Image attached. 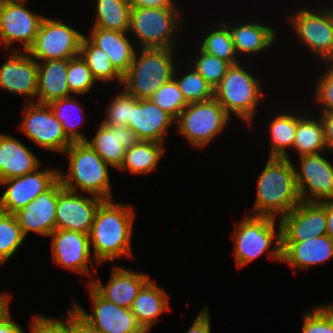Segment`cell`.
<instances>
[{
    "label": "cell",
    "mask_w": 333,
    "mask_h": 333,
    "mask_svg": "<svg viewBox=\"0 0 333 333\" xmlns=\"http://www.w3.org/2000/svg\"><path fill=\"white\" fill-rule=\"evenodd\" d=\"M129 204L104 200L98 207L89 233L93 258L100 265L121 257H133L131 237L136 217Z\"/></svg>",
    "instance_id": "1"
},
{
    "label": "cell",
    "mask_w": 333,
    "mask_h": 333,
    "mask_svg": "<svg viewBox=\"0 0 333 333\" xmlns=\"http://www.w3.org/2000/svg\"><path fill=\"white\" fill-rule=\"evenodd\" d=\"M257 182L251 215L281 219L301 203L290 158L268 157Z\"/></svg>",
    "instance_id": "2"
},
{
    "label": "cell",
    "mask_w": 333,
    "mask_h": 333,
    "mask_svg": "<svg viewBox=\"0 0 333 333\" xmlns=\"http://www.w3.org/2000/svg\"><path fill=\"white\" fill-rule=\"evenodd\" d=\"M63 155L69 157L68 174L59 170V180L65 189L112 200L110 166L86 141L72 142Z\"/></svg>",
    "instance_id": "3"
},
{
    "label": "cell",
    "mask_w": 333,
    "mask_h": 333,
    "mask_svg": "<svg viewBox=\"0 0 333 333\" xmlns=\"http://www.w3.org/2000/svg\"><path fill=\"white\" fill-rule=\"evenodd\" d=\"M267 216L245 215L236 223L232 234L233 254L238 268L248 265L256 258L267 254L270 259L282 261L281 224ZM272 247V248H271Z\"/></svg>",
    "instance_id": "4"
},
{
    "label": "cell",
    "mask_w": 333,
    "mask_h": 333,
    "mask_svg": "<svg viewBox=\"0 0 333 333\" xmlns=\"http://www.w3.org/2000/svg\"><path fill=\"white\" fill-rule=\"evenodd\" d=\"M136 51L133 62L123 75L122 86L137 99H150L165 83L173 78L174 49L141 48Z\"/></svg>",
    "instance_id": "5"
},
{
    "label": "cell",
    "mask_w": 333,
    "mask_h": 333,
    "mask_svg": "<svg viewBox=\"0 0 333 333\" xmlns=\"http://www.w3.org/2000/svg\"><path fill=\"white\" fill-rule=\"evenodd\" d=\"M249 72L241 63L231 65L214 88V98L231 117L235 114L252 128L263 89L259 79Z\"/></svg>",
    "instance_id": "6"
},
{
    "label": "cell",
    "mask_w": 333,
    "mask_h": 333,
    "mask_svg": "<svg viewBox=\"0 0 333 333\" xmlns=\"http://www.w3.org/2000/svg\"><path fill=\"white\" fill-rule=\"evenodd\" d=\"M230 117L215 98L188 103L175 120L176 132L202 150L223 132Z\"/></svg>",
    "instance_id": "7"
},
{
    "label": "cell",
    "mask_w": 333,
    "mask_h": 333,
    "mask_svg": "<svg viewBox=\"0 0 333 333\" xmlns=\"http://www.w3.org/2000/svg\"><path fill=\"white\" fill-rule=\"evenodd\" d=\"M178 10L179 8H131L129 34L131 32L135 35L141 48L176 49V31L183 26Z\"/></svg>",
    "instance_id": "8"
},
{
    "label": "cell",
    "mask_w": 333,
    "mask_h": 333,
    "mask_svg": "<svg viewBox=\"0 0 333 333\" xmlns=\"http://www.w3.org/2000/svg\"><path fill=\"white\" fill-rule=\"evenodd\" d=\"M288 17L302 45L318 55L324 64L333 62V4L325 10L302 7Z\"/></svg>",
    "instance_id": "9"
},
{
    "label": "cell",
    "mask_w": 333,
    "mask_h": 333,
    "mask_svg": "<svg viewBox=\"0 0 333 333\" xmlns=\"http://www.w3.org/2000/svg\"><path fill=\"white\" fill-rule=\"evenodd\" d=\"M83 35L62 20L44 16L27 52L36 61L69 60L79 55Z\"/></svg>",
    "instance_id": "10"
},
{
    "label": "cell",
    "mask_w": 333,
    "mask_h": 333,
    "mask_svg": "<svg viewBox=\"0 0 333 333\" xmlns=\"http://www.w3.org/2000/svg\"><path fill=\"white\" fill-rule=\"evenodd\" d=\"M25 104V115L18 126L21 131L39 147L63 154L72 141L64 133L61 122L55 117L49 104Z\"/></svg>",
    "instance_id": "11"
},
{
    "label": "cell",
    "mask_w": 333,
    "mask_h": 333,
    "mask_svg": "<svg viewBox=\"0 0 333 333\" xmlns=\"http://www.w3.org/2000/svg\"><path fill=\"white\" fill-rule=\"evenodd\" d=\"M27 0H0V40L8 51L21 42L23 51L33 45L44 15L28 10Z\"/></svg>",
    "instance_id": "12"
},
{
    "label": "cell",
    "mask_w": 333,
    "mask_h": 333,
    "mask_svg": "<svg viewBox=\"0 0 333 333\" xmlns=\"http://www.w3.org/2000/svg\"><path fill=\"white\" fill-rule=\"evenodd\" d=\"M92 300V313H88L79 303L73 307L93 328L102 333H147L136 320L131 309L117 306L104 299L90 284H87Z\"/></svg>",
    "instance_id": "13"
},
{
    "label": "cell",
    "mask_w": 333,
    "mask_h": 333,
    "mask_svg": "<svg viewBox=\"0 0 333 333\" xmlns=\"http://www.w3.org/2000/svg\"><path fill=\"white\" fill-rule=\"evenodd\" d=\"M323 153L299 156L295 167L296 186L301 201L323 202L333 199V164Z\"/></svg>",
    "instance_id": "14"
},
{
    "label": "cell",
    "mask_w": 333,
    "mask_h": 333,
    "mask_svg": "<svg viewBox=\"0 0 333 333\" xmlns=\"http://www.w3.org/2000/svg\"><path fill=\"white\" fill-rule=\"evenodd\" d=\"M58 168L37 169L20 177L0 181L6 189L0 196V211L14 214L49 190L59 180Z\"/></svg>",
    "instance_id": "15"
},
{
    "label": "cell",
    "mask_w": 333,
    "mask_h": 333,
    "mask_svg": "<svg viewBox=\"0 0 333 333\" xmlns=\"http://www.w3.org/2000/svg\"><path fill=\"white\" fill-rule=\"evenodd\" d=\"M104 200L65 189L58 180L55 230H70L89 234L99 205Z\"/></svg>",
    "instance_id": "16"
},
{
    "label": "cell",
    "mask_w": 333,
    "mask_h": 333,
    "mask_svg": "<svg viewBox=\"0 0 333 333\" xmlns=\"http://www.w3.org/2000/svg\"><path fill=\"white\" fill-rule=\"evenodd\" d=\"M49 236L52 238L53 261L58 266L86 276L92 274L89 268L90 261L92 266H94V262L99 266L96 260L91 258L93 254L89 234L70 230H54Z\"/></svg>",
    "instance_id": "17"
},
{
    "label": "cell",
    "mask_w": 333,
    "mask_h": 333,
    "mask_svg": "<svg viewBox=\"0 0 333 333\" xmlns=\"http://www.w3.org/2000/svg\"><path fill=\"white\" fill-rule=\"evenodd\" d=\"M282 241H305L327 235L326 201H301L281 219Z\"/></svg>",
    "instance_id": "18"
},
{
    "label": "cell",
    "mask_w": 333,
    "mask_h": 333,
    "mask_svg": "<svg viewBox=\"0 0 333 333\" xmlns=\"http://www.w3.org/2000/svg\"><path fill=\"white\" fill-rule=\"evenodd\" d=\"M11 56L0 66V88L18 95H25V102L37 98L38 63L27 51L13 47ZM31 98V99H30Z\"/></svg>",
    "instance_id": "19"
},
{
    "label": "cell",
    "mask_w": 333,
    "mask_h": 333,
    "mask_svg": "<svg viewBox=\"0 0 333 333\" xmlns=\"http://www.w3.org/2000/svg\"><path fill=\"white\" fill-rule=\"evenodd\" d=\"M175 119L151 99H137L131 95V120L128 127L144 141L164 142Z\"/></svg>",
    "instance_id": "20"
},
{
    "label": "cell",
    "mask_w": 333,
    "mask_h": 333,
    "mask_svg": "<svg viewBox=\"0 0 333 333\" xmlns=\"http://www.w3.org/2000/svg\"><path fill=\"white\" fill-rule=\"evenodd\" d=\"M57 202L58 181L49 190L14 213L25 237L29 232L48 237L55 230Z\"/></svg>",
    "instance_id": "21"
},
{
    "label": "cell",
    "mask_w": 333,
    "mask_h": 333,
    "mask_svg": "<svg viewBox=\"0 0 333 333\" xmlns=\"http://www.w3.org/2000/svg\"><path fill=\"white\" fill-rule=\"evenodd\" d=\"M111 272L106 286H103L100 279H91L87 284H90L104 299L117 306L131 309L134 299L150 280V276L118 265L112 267Z\"/></svg>",
    "instance_id": "22"
},
{
    "label": "cell",
    "mask_w": 333,
    "mask_h": 333,
    "mask_svg": "<svg viewBox=\"0 0 333 333\" xmlns=\"http://www.w3.org/2000/svg\"><path fill=\"white\" fill-rule=\"evenodd\" d=\"M141 139L128 126H105L100 123L94 137L86 143L113 169L118 170L126 150Z\"/></svg>",
    "instance_id": "23"
},
{
    "label": "cell",
    "mask_w": 333,
    "mask_h": 333,
    "mask_svg": "<svg viewBox=\"0 0 333 333\" xmlns=\"http://www.w3.org/2000/svg\"><path fill=\"white\" fill-rule=\"evenodd\" d=\"M333 258V238L316 236L305 241H282V261L292 269H308Z\"/></svg>",
    "instance_id": "24"
},
{
    "label": "cell",
    "mask_w": 333,
    "mask_h": 333,
    "mask_svg": "<svg viewBox=\"0 0 333 333\" xmlns=\"http://www.w3.org/2000/svg\"><path fill=\"white\" fill-rule=\"evenodd\" d=\"M40 160L16 137L0 133V181L32 173Z\"/></svg>",
    "instance_id": "25"
},
{
    "label": "cell",
    "mask_w": 333,
    "mask_h": 333,
    "mask_svg": "<svg viewBox=\"0 0 333 333\" xmlns=\"http://www.w3.org/2000/svg\"><path fill=\"white\" fill-rule=\"evenodd\" d=\"M128 33L91 27L90 35L86 36L95 46L107 53L112 65L122 76L129 69L137 51L131 39L126 36Z\"/></svg>",
    "instance_id": "26"
},
{
    "label": "cell",
    "mask_w": 333,
    "mask_h": 333,
    "mask_svg": "<svg viewBox=\"0 0 333 333\" xmlns=\"http://www.w3.org/2000/svg\"><path fill=\"white\" fill-rule=\"evenodd\" d=\"M37 100L49 104L54 100L72 96L67 83L68 60L37 61Z\"/></svg>",
    "instance_id": "27"
},
{
    "label": "cell",
    "mask_w": 333,
    "mask_h": 333,
    "mask_svg": "<svg viewBox=\"0 0 333 333\" xmlns=\"http://www.w3.org/2000/svg\"><path fill=\"white\" fill-rule=\"evenodd\" d=\"M228 24L236 54H259L272 47L276 40V30L258 22H244L240 24Z\"/></svg>",
    "instance_id": "28"
},
{
    "label": "cell",
    "mask_w": 333,
    "mask_h": 333,
    "mask_svg": "<svg viewBox=\"0 0 333 333\" xmlns=\"http://www.w3.org/2000/svg\"><path fill=\"white\" fill-rule=\"evenodd\" d=\"M169 302V296L164 289L150 279L134 299L131 312L148 333L156 324L158 317L169 311Z\"/></svg>",
    "instance_id": "29"
},
{
    "label": "cell",
    "mask_w": 333,
    "mask_h": 333,
    "mask_svg": "<svg viewBox=\"0 0 333 333\" xmlns=\"http://www.w3.org/2000/svg\"><path fill=\"white\" fill-rule=\"evenodd\" d=\"M162 144L141 140L126 150L123 163L118 170H128L135 175L152 173L165 153V147Z\"/></svg>",
    "instance_id": "30"
},
{
    "label": "cell",
    "mask_w": 333,
    "mask_h": 333,
    "mask_svg": "<svg viewBox=\"0 0 333 333\" xmlns=\"http://www.w3.org/2000/svg\"><path fill=\"white\" fill-rule=\"evenodd\" d=\"M297 115V128L293 148L296 149L299 156L320 154L327 152V146L324 138V128L320 119L317 117Z\"/></svg>",
    "instance_id": "31"
},
{
    "label": "cell",
    "mask_w": 333,
    "mask_h": 333,
    "mask_svg": "<svg viewBox=\"0 0 333 333\" xmlns=\"http://www.w3.org/2000/svg\"><path fill=\"white\" fill-rule=\"evenodd\" d=\"M79 55L86 62L96 81H101L105 85L110 81L116 83L117 80L122 85L123 76L114 68L107 53L95 46L85 34L81 40Z\"/></svg>",
    "instance_id": "32"
},
{
    "label": "cell",
    "mask_w": 333,
    "mask_h": 333,
    "mask_svg": "<svg viewBox=\"0 0 333 333\" xmlns=\"http://www.w3.org/2000/svg\"><path fill=\"white\" fill-rule=\"evenodd\" d=\"M286 112L277 114V116L273 117V120L269 122L271 147L268 157L289 158L287 150L290 148L293 149L297 128V116L294 112Z\"/></svg>",
    "instance_id": "33"
},
{
    "label": "cell",
    "mask_w": 333,
    "mask_h": 333,
    "mask_svg": "<svg viewBox=\"0 0 333 333\" xmlns=\"http://www.w3.org/2000/svg\"><path fill=\"white\" fill-rule=\"evenodd\" d=\"M96 20L92 27L129 32L130 4L127 0H97Z\"/></svg>",
    "instance_id": "34"
},
{
    "label": "cell",
    "mask_w": 333,
    "mask_h": 333,
    "mask_svg": "<svg viewBox=\"0 0 333 333\" xmlns=\"http://www.w3.org/2000/svg\"><path fill=\"white\" fill-rule=\"evenodd\" d=\"M217 22L219 25H215L213 29L205 33L199 47L204 52L223 59L231 65L240 63V57L236 54L228 24L220 19Z\"/></svg>",
    "instance_id": "35"
},
{
    "label": "cell",
    "mask_w": 333,
    "mask_h": 333,
    "mask_svg": "<svg viewBox=\"0 0 333 333\" xmlns=\"http://www.w3.org/2000/svg\"><path fill=\"white\" fill-rule=\"evenodd\" d=\"M50 108L52 109L55 117L61 122L64 133L72 142L86 141L87 137L78 130V128L84 124V117L81 118V123L78 120L75 121V114L78 112L84 114V109L79 105V101L74 97H66L62 99H57L49 103ZM77 111V112H76ZM78 117V116H77ZM75 118V119H74ZM79 118V119H80ZM80 124V125H79Z\"/></svg>",
    "instance_id": "36"
},
{
    "label": "cell",
    "mask_w": 333,
    "mask_h": 333,
    "mask_svg": "<svg viewBox=\"0 0 333 333\" xmlns=\"http://www.w3.org/2000/svg\"><path fill=\"white\" fill-rule=\"evenodd\" d=\"M179 75L174 70L173 78L178 83L179 89L187 103L202 102L214 98L213 87L192 67Z\"/></svg>",
    "instance_id": "37"
},
{
    "label": "cell",
    "mask_w": 333,
    "mask_h": 333,
    "mask_svg": "<svg viewBox=\"0 0 333 333\" xmlns=\"http://www.w3.org/2000/svg\"><path fill=\"white\" fill-rule=\"evenodd\" d=\"M25 238L15 215L0 211V266L18 251Z\"/></svg>",
    "instance_id": "38"
},
{
    "label": "cell",
    "mask_w": 333,
    "mask_h": 333,
    "mask_svg": "<svg viewBox=\"0 0 333 333\" xmlns=\"http://www.w3.org/2000/svg\"><path fill=\"white\" fill-rule=\"evenodd\" d=\"M192 66L213 89L220 83L231 64L214 55L204 52L200 47Z\"/></svg>",
    "instance_id": "39"
},
{
    "label": "cell",
    "mask_w": 333,
    "mask_h": 333,
    "mask_svg": "<svg viewBox=\"0 0 333 333\" xmlns=\"http://www.w3.org/2000/svg\"><path fill=\"white\" fill-rule=\"evenodd\" d=\"M150 99L175 120L188 105L174 78L163 84Z\"/></svg>",
    "instance_id": "40"
},
{
    "label": "cell",
    "mask_w": 333,
    "mask_h": 333,
    "mask_svg": "<svg viewBox=\"0 0 333 333\" xmlns=\"http://www.w3.org/2000/svg\"><path fill=\"white\" fill-rule=\"evenodd\" d=\"M95 81L91 70L80 55L68 60L67 83L72 94L77 96L89 93L97 83Z\"/></svg>",
    "instance_id": "41"
},
{
    "label": "cell",
    "mask_w": 333,
    "mask_h": 333,
    "mask_svg": "<svg viewBox=\"0 0 333 333\" xmlns=\"http://www.w3.org/2000/svg\"><path fill=\"white\" fill-rule=\"evenodd\" d=\"M116 94L107 106L106 118L101 123L105 126H128V120H131V94L122 89Z\"/></svg>",
    "instance_id": "42"
},
{
    "label": "cell",
    "mask_w": 333,
    "mask_h": 333,
    "mask_svg": "<svg viewBox=\"0 0 333 333\" xmlns=\"http://www.w3.org/2000/svg\"><path fill=\"white\" fill-rule=\"evenodd\" d=\"M302 320V333H333V308L329 304L314 307Z\"/></svg>",
    "instance_id": "43"
},
{
    "label": "cell",
    "mask_w": 333,
    "mask_h": 333,
    "mask_svg": "<svg viewBox=\"0 0 333 333\" xmlns=\"http://www.w3.org/2000/svg\"><path fill=\"white\" fill-rule=\"evenodd\" d=\"M325 72L318 78L316 82V98L317 103L321 105V113L333 112V62L327 63Z\"/></svg>",
    "instance_id": "44"
},
{
    "label": "cell",
    "mask_w": 333,
    "mask_h": 333,
    "mask_svg": "<svg viewBox=\"0 0 333 333\" xmlns=\"http://www.w3.org/2000/svg\"><path fill=\"white\" fill-rule=\"evenodd\" d=\"M30 333H72L63 319L35 315L30 322Z\"/></svg>",
    "instance_id": "45"
},
{
    "label": "cell",
    "mask_w": 333,
    "mask_h": 333,
    "mask_svg": "<svg viewBox=\"0 0 333 333\" xmlns=\"http://www.w3.org/2000/svg\"><path fill=\"white\" fill-rule=\"evenodd\" d=\"M63 321L69 326L72 333H102L86 322L73 307H70Z\"/></svg>",
    "instance_id": "46"
},
{
    "label": "cell",
    "mask_w": 333,
    "mask_h": 333,
    "mask_svg": "<svg viewBox=\"0 0 333 333\" xmlns=\"http://www.w3.org/2000/svg\"><path fill=\"white\" fill-rule=\"evenodd\" d=\"M208 307H204L194 319L186 333H211V324Z\"/></svg>",
    "instance_id": "47"
},
{
    "label": "cell",
    "mask_w": 333,
    "mask_h": 333,
    "mask_svg": "<svg viewBox=\"0 0 333 333\" xmlns=\"http://www.w3.org/2000/svg\"><path fill=\"white\" fill-rule=\"evenodd\" d=\"M131 8H178L173 0H127Z\"/></svg>",
    "instance_id": "48"
},
{
    "label": "cell",
    "mask_w": 333,
    "mask_h": 333,
    "mask_svg": "<svg viewBox=\"0 0 333 333\" xmlns=\"http://www.w3.org/2000/svg\"><path fill=\"white\" fill-rule=\"evenodd\" d=\"M320 119L324 128V138L328 152H333V112L320 113Z\"/></svg>",
    "instance_id": "49"
},
{
    "label": "cell",
    "mask_w": 333,
    "mask_h": 333,
    "mask_svg": "<svg viewBox=\"0 0 333 333\" xmlns=\"http://www.w3.org/2000/svg\"><path fill=\"white\" fill-rule=\"evenodd\" d=\"M10 309L8 308L1 316H0V333H25L17 322L12 320Z\"/></svg>",
    "instance_id": "50"
},
{
    "label": "cell",
    "mask_w": 333,
    "mask_h": 333,
    "mask_svg": "<svg viewBox=\"0 0 333 333\" xmlns=\"http://www.w3.org/2000/svg\"><path fill=\"white\" fill-rule=\"evenodd\" d=\"M327 235L333 238V199L326 200Z\"/></svg>",
    "instance_id": "51"
},
{
    "label": "cell",
    "mask_w": 333,
    "mask_h": 333,
    "mask_svg": "<svg viewBox=\"0 0 333 333\" xmlns=\"http://www.w3.org/2000/svg\"><path fill=\"white\" fill-rule=\"evenodd\" d=\"M11 296L7 292L0 293V316L10 307Z\"/></svg>",
    "instance_id": "52"
}]
</instances>
